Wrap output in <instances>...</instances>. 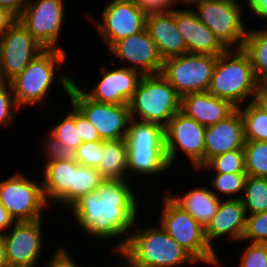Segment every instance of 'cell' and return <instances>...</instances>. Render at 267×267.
<instances>
[{
	"instance_id": "cell-1",
	"label": "cell",
	"mask_w": 267,
	"mask_h": 267,
	"mask_svg": "<svg viewBox=\"0 0 267 267\" xmlns=\"http://www.w3.org/2000/svg\"><path fill=\"white\" fill-rule=\"evenodd\" d=\"M131 183L104 179L96 192L82 195L68 209L85 235L106 241L120 237L113 248L116 254L124 248L139 217L140 206Z\"/></svg>"
},
{
	"instance_id": "cell-2",
	"label": "cell",
	"mask_w": 267,
	"mask_h": 267,
	"mask_svg": "<svg viewBox=\"0 0 267 267\" xmlns=\"http://www.w3.org/2000/svg\"><path fill=\"white\" fill-rule=\"evenodd\" d=\"M137 224L135 222V230H131L124 248L117 255L129 267H177L198 264L160 224L142 228Z\"/></svg>"
},
{
	"instance_id": "cell-3",
	"label": "cell",
	"mask_w": 267,
	"mask_h": 267,
	"mask_svg": "<svg viewBox=\"0 0 267 267\" xmlns=\"http://www.w3.org/2000/svg\"><path fill=\"white\" fill-rule=\"evenodd\" d=\"M67 54L66 50L44 49L22 73L10 81L19 108L45 101L54 81L60 84L68 96L74 79L67 73L59 72L61 65L68 58Z\"/></svg>"
},
{
	"instance_id": "cell-4",
	"label": "cell",
	"mask_w": 267,
	"mask_h": 267,
	"mask_svg": "<svg viewBox=\"0 0 267 267\" xmlns=\"http://www.w3.org/2000/svg\"><path fill=\"white\" fill-rule=\"evenodd\" d=\"M256 85L248 55L243 49H227L217 57L208 92L238 108L253 101Z\"/></svg>"
},
{
	"instance_id": "cell-5",
	"label": "cell",
	"mask_w": 267,
	"mask_h": 267,
	"mask_svg": "<svg viewBox=\"0 0 267 267\" xmlns=\"http://www.w3.org/2000/svg\"><path fill=\"white\" fill-rule=\"evenodd\" d=\"M131 119L163 128L181 109V96L160 73L143 75L129 101Z\"/></svg>"
},
{
	"instance_id": "cell-6",
	"label": "cell",
	"mask_w": 267,
	"mask_h": 267,
	"mask_svg": "<svg viewBox=\"0 0 267 267\" xmlns=\"http://www.w3.org/2000/svg\"><path fill=\"white\" fill-rule=\"evenodd\" d=\"M165 193L159 218L161 227L198 263L221 267L218 253L207 242L205 228Z\"/></svg>"
},
{
	"instance_id": "cell-7",
	"label": "cell",
	"mask_w": 267,
	"mask_h": 267,
	"mask_svg": "<svg viewBox=\"0 0 267 267\" xmlns=\"http://www.w3.org/2000/svg\"><path fill=\"white\" fill-rule=\"evenodd\" d=\"M197 19L209 28L226 49H242L248 28L243 22V1L194 0L190 2Z\"/></svg>"
},
{
	"instance_id": "cell-8",
	"label": "cell",
	"mask_w": 267,
	"mask_h": 267,
	"mask_svg": "<svg viewBox=\"0 0 267 267\" xmlns=\"http://www.w3.org/2000/svg\"><path fill=\"white\" fill-rule=\"evenodd\" d=\"M28 177L21 171H16L0 180V202L15 222L42 219L45 208H49L42 181Z\"/></svg>"
},
{
	"instance_id": "cell-9",
	"label": "cell",
	"mask_w": 267,
	"mask_h": 267,
	"mask_svg": "<svg viewBox=\"0 0 267 267\" xmlns=\"http://www.w3.org/2000/svg\"><path fill=\"white\" fill-rule=\"evenodd\" d=\"M218 56L186 53L167 58L161 74L182 97L209 89Z\"/></svg>"
},
{
	"instance_id": "cell-10",
	"label": "cell",
	"mask_w": 267,
	"mask_h": 267,
	"mask_svg": "<svg viewBox=\"0 0 267 267\" xmlns=\"http://www.w3.org/2000/svg\"><path fill=\"white\" fill-rule=\"evenodd\" d=\"M206 127L183 112H177L164 127V148L169 166H173L181 150L196 170L204 165ZM176 159V160H175Z\"/></svg>"
},
{
	"instance_id": "cell-11",
	"label": "cell",
	"mask_w": 267,
	"mask_h": 267,
	"mask_svg": "<svg viewBox=\"0 0 267 267\" xmlns=\"http://www.w3.org/2000/svg\"><path fill=\"white\" fill-rule=\"evenodd\" d=\"M68 98L71 104L95 126L101 140L127 138L131 120L128 105L93 101L75 83L71 85Z\"/></svg>"
},
{
	"instance_id": "cell-12",
	"label": "cell",
	"mask_w": 267,
	"mask_h": 267,
	"mask_svg": "<svg viewBox=\"0 0 267 267\" xmlns=\"http://www.w3.org/2000/svg\"><path fill=\"white\" fill-rule=\"evenodd\" d=\"M65 8L64 0H29L18 21L45 49L65 50L59 46Z\"/></svg>"
},
{
	"instance_id": "cell-13",
	"label": "cell",
	"mask_w": 267,
	"mask_h": 267,
	"mask_svg": "<svg viewBox=\"0 0 267 267\" xmlns=\"http://www.w3.org/2000/svg\"><path fill=\"white\" fill-rule=\"evenodd\" d=\"M100 19L92 17L86 12L87 20L96 28L105 47L109 49L117 41L127 36L135 35L146 28L147 15L139 8L138 4L110 0L103 7ZM102 21V22H101Z\"/></svg>"
},
{
	"instance_id": "cell-14",
	"label": "cell",
	"mask_w": 267,
	"mask_h": 267,
	"mask_svg": "<svg viewBox=\"0 0 267 267\" xmlns=\"http://www.w3.org/2000/svg\"><path fill=\"white\" fill-rule=\"evenodd\" d=\"M14 222L10 231L2 233L5 240L7 262L9 267L39 266L44 250L43 221Z\"/></svg>"
},
{
	"instance_id": "cell-15",
	"label": "cell",
	"mask_w": 267,
	"mask_h": 267,
	"mask_svg": "<svg viewBox=\"0 0 267 267\" xmlns=\"http://www.w3.org/2000/svg\"><path fill=\"white\" fill-rule=\"evenodd\" d=\"M44 49L17 19L0 40L2 82L22 73Z\"/></svg>"
},
{
	"instance_id": "cell-16",
	"label": "cell",
	"mask_w": 267,
	"mask_h": 267,
	"mask_svg": "<svg viewBox=\"0 0 267 267\" xmlns=\"http://www.w3.org/2000/svg\"><path fill=\"white\" fill-rule=\"evenodd\" d=\"M108 52L119 58L121 64L125 62L123 63L125 65L120 66L136 70L142 75L162 72L164 61L146 28L142 32L117 41L108 49Z\"/></svg>"
},
{
	"instance_id": "cell-17",
	"label": "cell",
	"mask_w": 267,
	"mask_h": 267,
	"mask_svg": "<svg viewBox=\"0 0 267 267\" xmlns=\"http://www.w3.org/2000/svg\"><path fill=\"white\" fill-rule=\"evenodd\" d=\"M99 72L101 78L90 91L82 89L75 80L74 83L93 101L118 105L129 104L143 76L140 72L124 66L108 69L106 65H101Z\"/></svg>"
},
{
	"instance_id": "cell-18",
	"label": "cell",
	"mask_w": 267,
	"mask_h": 267,
	"mask_svg": "<svg viewBox=\"0 0 267 267\" xmlns=\"http://www.w3.org/2000/svg\"><path fill=\"white\" fill-rule=\"evenodd\" d=\"M204 141V164L218 154L243 149L246 140L244 122L239 109L216 124L207 126Z\"/></svg>"
},
{
	"instance_id": "cell-19",
	"label": "cell",
	"mask_w": 267,
	"mask_h": 267,
	"mask_svg": "<svg viewBox=\"0 0 267 267\" xmlns=\"http://www.w3.org/2000/svg\"><path fill=\"white\" fill-rule=\"evenodd\" d=\"M175 21L185 40L187 53L219 56L227 50L191 8H175Z\"/></svg>"
},
{
	"instance_id": "cell-20",
	"label": "cell",
	"mask_w": 267,
	"mask_h": 267,
	"mask_svg": "<svg viewBox=\"0 0 267 267\" xmlns=\"http://www.w3.org/2000/svg\"><path fill=\"white\" fill-rule=\"evenodd\" d=\"M247 212L241 199H221L210 223L205 228L209 245L215 249L213 241L225 236V239L240 242L246 228Z\"/></svg>"
},
{
	"instance_id": "cell-21",
	"label": "cell",
	"mask_w": 267,
	"mask_h": 267,
	"mask_svg": "<svg viewBox=\"0 0 267 267\" xmlns=\"http://www.w3.org/2000/svg\"><path fill=\"white\" fill-rule=\"evenodd\" d=\"M146 30L156 43L163 61L187 53L185 40L176 26L175 9L168 13L148 14Z\"/></svg>"
},
{
	"instance_id": "cell-22",
	"label": "cell",
	"mask_w": 267,
	"mask_h": 267,
	"mask_svg": "<svg viewBox=\"0 0 267 267\" xmlns=\"http://www.w3.org/2000/svg\"><path fill=\"white\" fill-rule=\"evenodd\" d=\"M237 107L231 102L206 92L187 94L181 97V109L186 116L204 127L214 125L231 115Z\"/></svg>"
},
{
	"instance_id": "cell-23",
	"label": "cell",
	"mask_w": 267,
	"mask_h": 267,
	"mask_svg": "<svg viewBox=\"0 0 267 267\" xmlns=\"http://www.w3.org/2000/svg\"><path fill=\"white\" fill-rule=\"evenodd\" d=\"M169 197L204 228H206L217 213L221 200L210 188L208 189L204 185H197L194 188H190L183 195L174 196V194H170Z\"/></svg>"
},
{
	"instance_id": "cell-24",
	"label": "cell",
	"mask_w": 267,
	"mask_h": 267,
	"mask_svg": "<svg viewBox=\"0 0 267 267\" xmlns=\"http://www.w3.org/2000/svg\"><path fill=\"white\" fill-rule=\"evenodd\" d=\"M42 186L47 204L57 203L73 186V160L44 163Z\"/></svg>"
},
{
	"instance_id": "cell-25",
	"label": "cell",
	"mask_w": 267,
	"mask_h": 267,
	"mask_svg": "<svg viewBox=\"0 0 267 267\" xmlns=\"http://www.w3.org/2000/svg\"><path fill=\"white\" fill-rule=\"evenodd\" d=\"M103 179L130 180L128 173L127 138L103 140L100 165L97 168Z\"/></svg>"
},
{
	"instance_id": "cell-26",
	"label": "cell",
	"mask_w": 267,
	"mask_h": 267,
	"mask_svg": "<svg viewBox=\"0 0 267 267\" xmlns=\"http://www.w3.org/2000/svg\"><path fill=\"white\" fill-rule=\"evenodd\" d=\"M169 167L165 149H128L129 178L133 174L142 177L147 175V178L148 175L153 177L158 174L159 177Z\"/></svg>"
},
{
	"instance_id": "cell-27",
	"label": "cell",
	"mask_w": 267,
	"mask_h": 267,
	"mask_svg": "<svg viewBox=\"0 0 267 267\" xmlns=\"http://www.w3.org/2000/svg\"><path fill=\"white\" fill-rule=\"evenodd\" d=\"M103 180L97 169L79 165L73 160V186L56 204L69 209L82 195L96 192Z\"/></svg>"
},
{
	"instance_id": "cell-28",
	"label": "cell",
	"mask_w": 267,
	"mask_h": 267,
	"mask_svg": "<svg viewBox=\"0 0 267 267\" xmlns=\"http://www.w3.org/2000/svg\"><path fill=\"white\" fill-rule=\"evenodd\" d=\"M128 149H165L161 125L131 119L127 134Z\"/></svg>"
},
{
	"instance_id": "cell-29",
	"label": "cell",
	"mask_w": 267,
	"mask_h": 267,
	"mask_svg": "<svg viewBox=\"0 0 267 267\" xmlns=\"http://www.w3.org/2000/svg\"><path fill=\"white\" fill-rule=\"evenodd\" d=\"M249 29L242 49L250 59L256 80H264L267 79V25L263 29Z\"/></svg>"
},
{
	"instance_id": "cell-30",
	"label": "cell",
	"mask_w": 267,
	"mask_h": 267,
	"mask_svg": "<svg viewBox=\"0 0 267 267\" xmlns=\"http://www.w3.org/2000/svg\"><path fill=\"white\" fill-rule=\"evenodd\" d=\"M238 107L244 122L246 141H267V112L253 101Z\"/></svg>"
},
{
	"instance_id": "cell-31",
	"label": "cell",
	"mask_w": 267,
	"mask_h": 267,
	"mask_svg": "<svg viewBox=\"0 0 267 267\" xmlns=\"http://www.w3.org/2000/svg\"><path fill=\"white\" fill-rule=\"evenodd\" d=\"M240 199L247 214L267 211V178L247 176Z\"/></svg>"
},
{
	"instance_id": "cell-32",
	"label": "cell",
	"mask_w": 267,
	"mask_h": 267,
	"mask_svg": "<svg viewBox=\"0 0 267 267\" xmlns=\"http://www.w3.org/2000/svg\"><path fill=\"white\" fill-rule=\"evenodd\" d=\"M247 176V173H215L210 176L209 188L218 198L239 199L238 195L243 193Z\"/></svg>"
},
{
	"instance_id": "cell-33",
	"label": "cell",
	"mask_w": 267,
	"mask_h": 267,
	"mask_svg": "<svg viewBox=\"0 0 267 267\" xmlns=\"http://www.w3.org/2000/svg\"><path fill=\"white\" fill-rule=\"evenodd\" d=\"M210 170L216 173H246L244 149L228 151L210 158L203 166L197 169Z\"/></svg>"
},
{
	"instance_id": "cell-34",
	"label": "cell",
	"mask_w": 267,
	"mask_h": 267,
	"mask_svg": "<svg viewBox=\"0 0 267 267\" xmlns=\"http://www.w3.org/2000/svg\"><path fill=\"white\" fill-rule=\"evenodd\" d=\"M243 149L247 175L267 178V141H246Z\"/></svg>"
},
{
	"instance_id": "cell-35",
	"label": "cell",
	"mask_w": 267,
	"mask_h": 267,
	"mask_svg": "<svg viewBox=\"0 0 267 267\" xmlns=\"http://www.w3.org/2000/svg\"><path fill=\"white\" fill-rule=\"evenodd\" d=\"M70 105H72L70 112L63 119L58 120L54 126H51V130H48L61 144L76 149L82 143V139L79 136L78 127H76V107L73 104Z\"/></svg>"
},
{
	"instance_id": "cell-36",
	"label": "cell",
	"mask_w": 267,
	"mask_h": 267,
	"mask_svg": "<svg viewBox=\"0 0 267 267\" xmlns=\"http://www.w3.org/2000/svg\"><path fill=\"white\" fill-rule=\"evenodd\" d=\"M20 111L18 107L13 89L10 82L0 83V126H10L15 121L17 113Z\"/></svg>"
},
{
	"instance_id": "cell-37",
	"label": "cell",
	"mask_w": 267,
	"mask_h": 267,
	"mask_svg": "<svg viewBox=\"0 0 267 267\" xmlns=\"http://www.w3.org/2000/svg\"><path fill=\"white\" fill-rule=\"evenodd\" d=\"M251 243H267V211L247 214L246 228L242 241Z\"/></svg>"
},
{
	"instance_id": "cell-38",
	"label": "cell",
	"mask_w": 267,
	"mask_h": 267,
	"mask_svg": "<svg viewBox=\"0 0 267 267\" xmlns=\"http://www.w3.org/2000/svg\"><path fill=\"white\" fill-rule=\"evenodd\" d=\"M43 141V154L45 155L44 162H51L57 160H75L76 149L67 146L66 144H61L59 140L53 136L49 131ZM45 148V149H44Z\"/></svg>"
},
{
	"instance_id": "cell-39",
	"label": "cell",
	"mask_w": 267,
	"mask_h": 267,
	"mask_svg": "<svg viewBox=\"0 0 267 267\" xmlns=\"http://www.w3.org/2000/svg\"><path fill=\"white\" fill-rule=\"evenodd\" d=\"M103 151V140L82 142L76 148L75 161L82 166L97 169Z\"/></svg>"
},
{
	"instance_id": "cell-40",
	"label": "cell",
	"mask_w": 267,
	"mask_h": 267,
	"mask_svg": "<svg viewBox=\"0 0 267 267\" xmlns=\"http://www.w3.org/2000/svg\"><path fill=\"white\" fill-rule=\"evenodd\" d=\"M248 243L238 267H267V243Z\"/></svg>"
},
{
	"instance_id": "cell-41",
	"label": "cell",
	"mask_w": 267,
	"mask_h": 267,
	"mask_svg": "<svg viewBox=\"0 0 267 267\" xmlns=\"http://www.w3.org/2000/svg\"><path fill=\"white\" fill-rule=\"evenodd\" d=\"M179 5L182 6L178 0H141L138 3L139 8L146 15L152 13H168Z\"/></svg>"
},
{
	"instance_id": "cell-42",
	"label": "cell",
	"mask_w": 267,
	"mask_h": 267,
	"mask_svg": "<svg viewBox=\"0 0 267 267\" xmlns=\"http://www.w3.org/2000/svg\"><path fill=\"white\" fill-rule=\"evenodd\" d=\"M76 127L82 142L101 140L97 129L90 121L76 108Z\"/></svg>"
},
{
	"instance_id": "cell-43",
	"label": "cell",
	"mask_w": 267,
	"mask_h": 267,
	"mask_svg": "<svg viewBox=\"0 0 267 267\" xmlns=\"http://www.w3.org/2000/svg\"><path fill=\"white\" fill-rule=\"evenodd\" d=\"M55 253L50 260L47 259L43 262L45 267H80L77 262L73 259L66 247L60 246L58 249H55ZM49 260V261H48Z\"/></svg>"
},
{
	"instance_id": "cell-44",
	"label": "cell",
	"mask_w": 267,
	"mask_h": 267,
	"mask_svg": "<svg viewBox=\"0 0 267 267\" xmlns=\"http://www.w3.org/2000/svg\"><path fill=\"white\" fill-rule=\"evenodd\" d=\"M253 102L267 112V79L257 81Z\"/></svg>"
},
{
	"instance_id": "cell-45",
	"label": "cell",
	"mask_w": 267,
	"mask_h": 267,
	"mask_svg": "<svg viewBox=\"0 0 267 267\" xmlns=\"http://www.w3.org/2000/svg\"><path fill=\"white\" fill-rule=\"evenodd\" d=\"M17 19L7 8L0 6V40Z\"/></svg>"
},
{
	"instance_id": "cell-46",
	"label": "cell",
	"mask_w": 267,
	"mask_h": 267,
	"mask_svg": "<svg viewBox=\"0 0 267 267\" xmlns=\"http://www.w3.org/2000/svg\"><path fill=\"white\" fill-rule=\"evenodd\" d=\"M246 2L244 5L248 4L247 8L254 16L267 22V0H247Z\"/></svg>"
},
{
	"instance_id": "cell-47",
	"label": "cell",
	"mask_w": 267,
	"mask_h": 267,
	"mask_svg": "<svg viewBox=\"0 0 267 267\" xmlns=\"http://www.w3.org/2000/svg\"><path fill=\"white\" fill-rule=\"evenodd\" d=\"M28 2L29 0H0V6L7 8L18 18Z\"/></svg>"
},
{
	"instance_id": "cell-48",
	"label": "cell",
	"mask_w": 267,
	"mask_h": 267,
	"mask_svg": "<svg viewBox=\"0 0 267 267\" xmlns=\"http://www.w3.org/2000/svg\"><path fill=\"white\" fill-rule=\"evenodd\" d=\"M14 220L9 215L3 204L0 202V234L6 232L13 224Z\"/></svg>"
},
{
	"instance_id": "cell-49",
	"label": "cell",
	"mask_w": 267,
	"mask_h": 267,
	"mask_svg": "<svg viewBox=\"0 0 267 267\" xmlns=\"http://www.w3.org/2000/svg\"><path fill=\"white\" fill-rule=\"evenodd\" d=\"M0 267H9L4 236L0 234Z\"/></svg>"
},
{
	"instance_id": "cell-50",
	"label": "cell",
	"mask_w": 267,
	"mask_h": 267,
	"mask_svg": "<svg viewBox=\"0 0 267 267\" xmlns=\"http://www.w3.org/2000/svg\"><path fill=\"white\" fill-rule=\"evenodd\" d=\"M194 0H178V2L184 7H188V4Z\"/></svg>"
},
{
	"instance_id": "cell-51",
	"label": "cell",
	"mask_w": 267,
	"mask_h": 267,
	"mask_svg": "<svg viewBox=\"0 0 267 267\" xmlns=\"http://www.w3.org/2000/svg\"><path fill=\"white\" fill-rule=\"evenodd\" d=\"M120 1H126V2L138 4L141 0H120Z\"/></svg>"
},
{
	"instance_id": "cell-52",
	"label": "cell",
	"mask_w": 267,
	"mask_h": 267,
	"mask_svg": "<svg viewBox=\"0 0 267 267\" xmlns=\"http://www.w3.org/2000/svg\"><path fill=\"white\" fill-rule=\"evenodd\" d=\"M123 263V264H122ZM115 267H129L128 265H127V263L125 262L124 263V260L121 262V264H119V265H116Z\"/></svg>"
},
{
	"instance_id": "cell-53",
	"label": "cell",
	"mask_w": 267,
	"mask_h": 267,
	"mask_svg": "<svg viewBox=\"0 0 267 267\" xmlns=\"http://www.w3.org/2000/svg\"><path fill=\"white\" fill-rule=\"evenodd\" d=\"M2 82L1 80V64H0V83Z\"/></svg>"
}]
</instances>
